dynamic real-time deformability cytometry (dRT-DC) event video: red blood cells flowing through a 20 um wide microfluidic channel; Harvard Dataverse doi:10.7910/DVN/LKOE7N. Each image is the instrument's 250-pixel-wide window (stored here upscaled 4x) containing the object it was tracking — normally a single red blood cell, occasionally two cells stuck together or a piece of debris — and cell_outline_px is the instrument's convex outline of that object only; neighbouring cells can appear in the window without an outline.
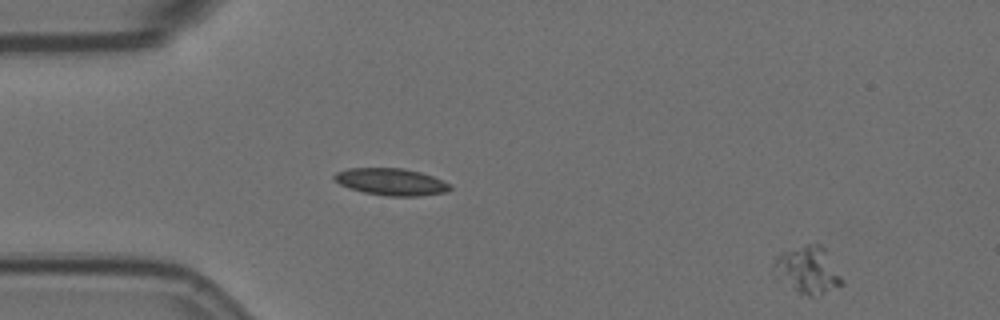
{"species": "Egyptian fruit bat (a non-hibernating species)", "species_latin": "Rousettus aegyptiacus", "temperature_condition": "room temperature", "stored_images_in_passage": 54, "camera_frame_rate_fps": 3000, "um_per_image_px": 0.085, "animal": {"sex": "female"}, "frame": {"image": 1, "passage_image": 1, "time_ms": 0.0, "image_size_px": [1000, 320], "cell_outline_px": [[844, 284], [820, 296], [808, 296], [776, 280], [772, 268], [772, 264], [776, 256], [780, 252], [804, 244], [820, 244], [824, 248], [844, 280]], "centroid_in_image_um": [68.62, 22.96], "position_along_channel_um": 16.4, "area_um2": 19.13}}
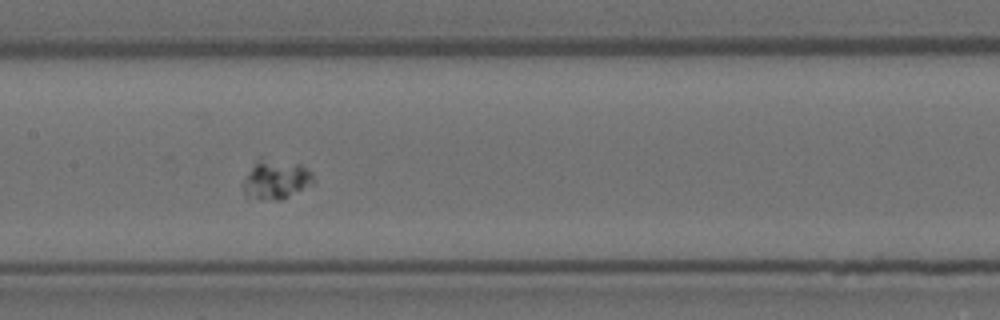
{"frame": {"image": 2, "passage_image": 24, "time_ms": 7.667, "image_size_px": [1000, 320], "cell_outline_px": [[316, 184], [284, 200], [248, 200], [244, 196], [244, 180], [256, 160], [260, 156], [300, 164], [312, 172]], "centroid_in_image_um": [23.48, 15.29], "position_along_channel_um": 183.9, "area_um2": 16.88}}
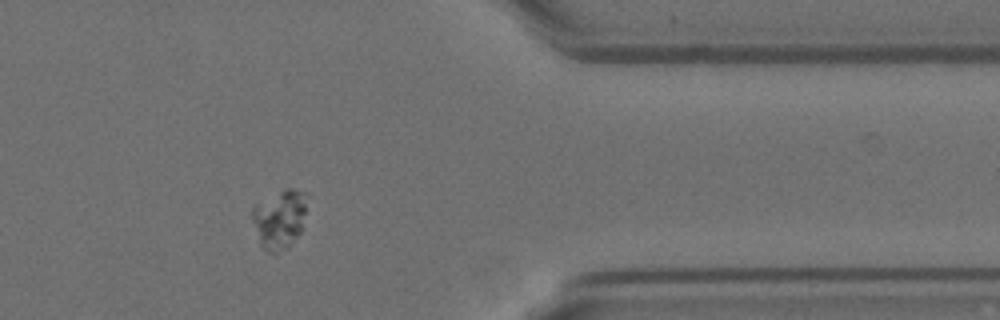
{"frame": {"image": 3, "passage_image": 43, "time_ms": 14.0, "image_size_px": [1000, 320], "cell_outline_px": [[308, 196], [300, 232], [288, 248], [276, 252], [268, 252], [260, 244], [252, 220], [252, 208], [256, 204], [284, 188], [292, 188], [304, 192]], "centroid_in_image_um": [23.76, 18.6], "position_along_channel_um": 387.6, "area_um2": 18.61}}